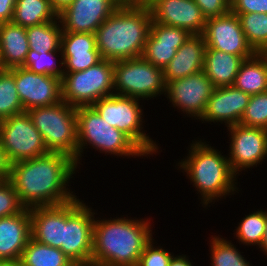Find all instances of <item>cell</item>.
<instances>
[{
  "label": "cell",
  "mask_w": 267,
  "mask_h": 266,
  "mask_svg": "<svg viewBox=\"0 0 267 266\" xmlns=\"http://www.w3.org/2000/svg\"><path fill=\"white\" fill-rule=\"evenodd\" d=\"M77 165L63 153L49 152L11 164L10 179L24 208L61 205L77 196L68 188ZM76 171V172H75ZM71 190V191H70Z\"/></svg>",
  "instance_id": "1"
},
{
  "label": "cell",
  "mask_w": 267,
  "mask_h": 266,
  "mask_svg": "<svg viewBox=\"0 0 267 266\" xmlns=\"http://www.w3.org/2000/svg\"><path fill=\"white\" fill-rule=\"evenodd\" d=\"M121 217L95 218L91 266H137L153 237L151 219Z\"/></svg>",
  "instance_id": "2"
},
{
  "label": "cell",
  "mask_w": 267,
  "mask_h": 266,
  "mask_svg": "<svg viewBox=\"0 0 267 266\" xmlns=\"http://www.w3.org/2000/svg\"><path fill=\"white\" fill-rule=\"evenodd\" d=\"M151 23L148 5L122 3L94 33L101 58L118 61L142 57Z\"/></svg>",
  "instance_id": "3"
},
{
  "label": "cell",
  "mask_w": 267,
  "mask_h": 266,
  "mask_svg": "<svg viewBox=\"0 0 267 266\" xmlns=\"http://www.w3.org/2000/svg\"><path fill=\"white\" fill-rule=\"evenodd\" d=\"M188 148V156L176 163V166L184 175L186 172L190 184L201 197L199 199L203 208L207 209L216 200L226 199L227 195L239 193L235 182L238 181L237 176L231 170L227 155H222L221 151L211 147L204 139L192 140Z\"/></svg>",
  "instance_id": "4"
},
{
  "label": "cell",
  "mask_w": 267,
  "mask_h": 266,
  "mask_svg": "<svg viewBox=\"0 0 267 266\" xmlns=\"http://www.w3.org/2000/svg\"><path fill=\"white\" fill-rule=\"evenodd\" d=\"M77 167L82 162L84 149L89 145L105 155L119 157H147V155L122 131L109 125L92 106L76 108ZM86 146V147H85ZM81 160V161H80ZM79 164V165H78Z\"/></svg>",
  "instance_id": "5"
},
{
  "label": "cell",
  "mask_w": 267,
  "mask_h": 266,
  "mask_svg": "<svg viewBox=\"0 0 267 266\" xmlns=\"http://www.w3.org/2000/svg\"><path fill=\"white\" fill-rule=\"evenodd\" d=\"M26 112L41 133L47 150L66 154L74 159L77 165L76 107L61 101L50 106L32 108Z\"/></svg>",
  "instance_id": "6"
},
{
  "label": "cell",
  "mask_w": 267,
  "mask_h": 266,
  "mask_svg": "<svg viewBox=\"0 0 267 266\" xmlns=\"http://www.w3.org/2000/svg\"><path fill=\"white\" fill-rule=\"evenodd\" d=\"M140 101L137 98L113 94L101 98L92 107L102 119L125 133L150 158V155L159 152V146L143 129L144 111Z\"/></svg>",
  "instance_id": "7"
},
{
  "label": "cell",
  "mask_w": 267,
  "mask_h": 266,
  "mask_svg": "<svg viewBox=\"0 0 267 266\" xmlns=\"http://www.w3.org/2000/svg\"><path fill=\"white\" fill-rule=\"evenodd\" d=\"M114 61L102 59L79 72H64L61 79L62 101L73 107L92 106L114 92Z\"/></svg>",
  "instance_id": "8"
},
{
  "label": "cell",
  "mask_w": 267,
  "mask_h": 266,
  "mask_svg": "<svg viewBox=\"0 0 267 266\" xmlns=\"http://www.w3.org/2000/svg\"><path fill=\"white\" fill-rule=\"evenodd\" d=\"M76 197L63 204V242L60 250L74 264L91 266L95 212Z\"/></svg>",
  "instance_id": "9"
},
{
  "label": "cell",
  "mask_w": 267,
  "mask_h": 266,
  "mask_svg": "<svg viewBox=\"0 0 267 266\" xmlns=\"http://www.w3.org/2000/svg\"><path fill=\"white\" fill-rule=\"evenodd\" d=\"M113 80L117 95L148 101L166 93L163 69L143 57L114 61Z\"/></svg>",
  "instance_id": "10"
},
{
  "label": "cell",
  "mask_w": 267,
  "mask_h": 266,
  "mask_svg": "<svg viewBox=\"0 0 267 266\" xmlns=\"http://www.w3.org/2000/svg\"><path fill=\"white\" fill-rule=\"evenodd\" d=\"M0 144L11 164L49 153L27 112L0 121Z\"/></svg>",
  "instance_id": "11"
},
{
  "label": "cell",
  "mask_w": 267,
  "mask_h": 266,
  "mask_svg": "<svg viewBox=\"0 0 267 266\" xmlns=\"http://www.w3.org/2000/svg\"><path fill=\"white\" fill-rule=\"evenodd\" d=\"M229 131V153L231 170L238 177L242 170L252 169L267 159V130L246 127L240 124L227 128Z\"/></svg>",
  "instance_id": "12"
},
{
  "label": "cell",
  "mask_w": 267,
  "mask_h": 266,
  "mask_svg": "<svg viewBox=\"0 0 267 266\" xmlns=\"http://www.w3.org/2000/svg\"><path fill=\"white\" fill-rule=\"evenodd\" d=\"M214 89L212 81L201 71L168 82L165 97L172 103L174 109L177 108L187 117L200 121Z\"/></svg>",
  "instance_id": "13"
},
{
  "label": "cell",
  "mask_w": 267,
  "mask_h": 266,
  "mask_svg": "<svg viewBox=\"0 0 267 266\" xmlns=\"http://www.w3.org/2000/svg\"><path fill=\"white\" fill-rule=\"evenodd\" d=\"M202 35L206 48L241 56L244 59L256 54L246 39L238 15L231 11L222 16L207 18Z\"/></svg>",
  "instance_id": "14"
},
{
  "label": "cell",
  "mask_w": 267,
  "mask_h": 266,
  "mask_svg": "<svg viewBox=\"0 0 267 266\" xmlns=\"http://www.w3.org/2000/svg\"><path fill=\"white\" fill-rule=\"evenodd\" d=\"M15 85L24 111L62 101L61 79L14 67Z\"/></svg>",
  "instance_id": "15"
},
{
  "label": "cell",
  "mask_w": 267,
  "mask_h": 266,
  "mask_svg": "<svg viewBox=\"0 0 267 266\" xmlns=\"http://www.w3.org/2000/svg\"><path fill=\"white\" fill-rule=\"evenodd\" d=\"M122 0H74L58 14L63 32L95 33Z\"/></svg>",
  "instance_id": "16"
},
{
  "label": "cell",
  "mask_w": 267,
  "mask_h": 266,
  "mask_svg": "<svg viewBox=\"0 0 267 266\" xmlns=\"http://www.w3.org/2000/svg\"><path fill=\"white\" fill-rule=\"evenodd\" d=\"M147 5L155 23L179 27L191 35L205 30L207 19L194 0H152Z\"/></svg>",
  "instance_id": "17"
},
{
  "label": "cell",
  "mask_w": 267,
  "mask_h": 266,
  "mask_svg": "<svg viewBox=\"0 0 267 266\" xmlns=\"http://www.w3.org/2000/svg\"><path fill=\"white\" fill-rule=\"evenodd\" d=\"M250 95L232 86L215 88L207 101L201 117L202 123H225L228 128L240 123L248 105Z\"/></svg>",
  "instance_id": "18"
},
{
  "label": "cell",
  "mask_w": 267,
  "mask_h": 266,
  "mask_svg": "<svg viewBox=\"0 0 267 266\" xmlns=\"http://www.w3.org/2000/svg\"><path fill=\"white\" fill-rule=\"evenodd\" d=\"M190 36L185 29L155 23L152 20L142 57L164 69Z\"/></svg>",
  "instance_id": "19"
},
{
  "label": "cell",
  "mask_w": 267,
  "mask_h": 266,
  "mask_svg": "<svg viewBox=\"0 0 267 266\" xmlns=\"http://www.w3.org/2000/svg\"><path fill=\"white\" fill-rule=\"evenodd\" d=\"M61 52L64 72L84 71L102 60L94 33L63 32Z\"/></svg>",
  "instance_id": "20"
},
{
  "label": "cell",
  "mask_w": 267,
  "mask_h": 266,
  "mask_svg": "<svg viewBox=\"0 0 267 266\" xmlns=\"http://www.w3.org/2000/svg\"><path fill=\"white\" fill-rule=\"evenodd\" d=\"M30 238V209L0 218V260L21 259Z\"/></svg>",
  "instance_id": "21"
},
{
  "label": "cell",
  "mask_w": 267,
  "mask_h": 266,
  "mask_svg": "<svg viewBox=\"0 0 267 266\" xmlns=\"http://www.w3.org/2000/svg\"><path fill=\"white\" fill-rule=\"evenodd\" d=\"M206 47L202 34L191 35L163 69L165 84L201 72Z\"/></svg>",
  "instance_id": "22"
},
{
  "label": "cell",
  "mask_w": 267,
  "mask_h": 266,
  "mask_svg": "<svg viewBox=\"0 0 267 266\" xmlns=\"http://www.w3.org/2000/svg\"><path fill=\"white\" fill-rule=\"evenodd\" d=\"M31 238L55 248L63 242V204L30 209Z\"/></svg>",
  "instance_id": "23"
},
{
  "label": "cell",
  "mask_w": 267,
  "mask_h": 266,
  "mask_svg": "<svg viewBox=\"0 0 267 266\" xmlns=\"http://www.w3.org/2000/svg\"><path fill=\"white\" fill-rule=\"evenodd\" d=\"M244 60L241 56L206 48L202 71L215 88L232 86Z\"/></svg>",
  "instance_id": "24"
},
{
  "label": "cell",
  "mask_w": 267,
  "mask_h": 266,
  "mask_svg": "<svg viewBox=\"0 0 267 266\" xmlns=\"http://www.w3.org/2000/svg\"><path fill=\"white\" fill-rule=\"evenodd\" d=\"M29 49L26 28L12 22L0 24V55L3 69L22 67Z\"/></svg>",
  "instance_id": "25"
},
{
  "label": "cell",
  "mask_w": 267,
  "mask_h": 266,
  "mask_svg": "<svg viewBox=\"0 0 267 266\" xmlns=\"http://www.w3.org/2000/svg\"><path fill=\"white\" fill-rule=\"evenodd\" d=\"M233 86L250 96L267 92V61L261 53L242 62Z\"/></svg>",
  "instance_id": "26"
},
{
  "label": "cell",
  "mask_w": 267,
  "mask_h": 266,
  "mask_svg": "<svg viewBox=\"0 0 267 266\" xmlns=\"http://www.w3.org/2000/svg\"><path fill=\"white\" fill-rule=\"evenodd\" d=\"M57 18L58 14L50 0H16L11 22L28 28Z\"/></svg>",
  "instance_id": "27"
},
{
  "label": "cell",
  "mask_w": 267,
  "mask_h": 266,
  "mask_svg": "<svg viewBox=\"0 0 267 266\" xmlns=\"http://www.w3.org/2000/svg\"><path fill=\"white\" fill-rule=\"evenodd\" d=\"M62 25L56 20L26 28L29 48L40 53L61 51Z\"/></svg>",
  "instance_id": "28"
},
{
  "label": "cell",
  "mask_w": 267,
  "mask_h": 266,
  "mask_svg": "<svg viewBox=\"0 0 267 266\" xmlns=\"http://www.w3.org/2000/svg\"><path fill=\"white\" fill-rule=\"evenodd\" d=\"M21 260L24 266H73L59 248L41 244L30 238L23 250Z\"/></svg>",
  "instance_id": "29"
},
{
  "label": "cell",
  "mask_w": 267,
  "mask_h": 266,
  "mask_svg": "<svg viewBox=\"0 0 267 266\" xmlns=\"http://www.w3.org/2000/svg\"><path fill=\"white\" fill-rule=\"evenodd\" d=\"M238 15L249 45L256 53L267 51V13H242Z\"/></svg>",
  "instance_id": "30"
},
{
  "label": "cell",
  "mask_w": 267,
  "mask_h": 266,
  "mask_svg": "<svg viewBox=\"0 0 267 266\" xmlns=\"http://www.w3.org/2000/svg\"><path fill=\"white\" fill-rule=\"evenodd\" d=\"M258 211H252L245 215L238 223L234 235L240 244L247 246H259L262 244V239L266 227V210L260 208Z\"/></svg>",
  "instance_id": "31"
},
{
  "label": "cell",
  "mask_w": 267,
  "mask_h": 266,
  "mask_svg": "<svg viewBox=\"0 0 267 266\" xmlns=\"http://www.w3.org/2000/svg\"><path fill=\"white\" fill-rule=\"evenodd\" d=\"M23 112L15 85L14 68L0 70V121Z\"/></svg>",
  "instance_id": "32"
},
{
  "label": "cell",
  "mask_w": 267,
  "mask_h": 266,
  "mask_svg": "<svg viewBox=\"0 0 267 266\" xmlns=\"http://www.w3.org/2000/svg\"><path fill=\"white\" fill-rule=\"evenodd\" d=\"M209 242L211 266H252L230 240L212 235Z\"/></svg>",
  "instance_id": "33"
},
{
  "label": "cell",
  "mask_w": 267,
  "mask_h": 266,
  "mask_svg": "<svg viewBox=\"0 0 267 266\" xmlns=\"http://www.w3.org/2000/svg\"><path fill=\"white\" fill-rule=\"evenodd\" d=\"M56 57L59 58L57 59ZM63 63L61 51H51L39 54L38 52L29 49L22 67L38 74L49 75L62 79L64 74Z\"/></svg>",
  "instance_id": "34"
},
{
  "label": "cell",
  "mask_w": 267,
  "mask_h": 266,
  "mask_svg": "<svg viewBox=\"0 0 267 266\" xmlns=\"http://www.w3.org/2000/svg\"><path fill=\"white\" fill-rule=\"evenodd\" d=\"M239 124L267 130V92L250 96Z\"/></svg>",
  "instance_id": "35"
},
{
  "label": "cell",
  "mask_w": 267,
  "mask_h": 266,
  "mask_svg": "<svg viewBox=\"0 0 267 266\" xmlns=\"http://www.w3.org/2000/svg\"><path fill=\"white\" fill-rule=\"evenodd\" d=\"M153 238L145 245L137 266H168L174 254L162 246H156Z\"/></svg>",
  "instance_id": "36"
},
{
  "label": "cell",
  "mask_w": 267,
  "mask_h": 266,
  "mask_svg": "<svg viewBox=\"0 0 267 266\" xmlns=\"http://www.w3.org/2000/svg\"><path fill=\"white\" fill-rule=\"evenodd\" d=\"M23 209L13 184L9 180L0 182V218L18 214Z\"/></svg>",
  "instance_id": "37"
},
{
  "label": "cell",
  "mask_w": 267,
  "mask_h": 266,
  "mask_svg": "<svg viewBox=\"0 0 267 266\" xmlns=\"http://www.w3.org/2000/svg\"><path fill=\"white\" fill-rule=\"evenodd\" d=\"M207 18L222 16L230 12L229 0H194Z\"/></svg>",
  "instance_id": "38"
},
{
  "label": "cell",
  "mask_w": 267,
  "mask_h": 266,
  "mask_svg": "<svg viewBox=\"0 0 267 266\" xmlns=\"http://www.w3.org/2000/svg\"><path fill=\"white\" fill-rule=\"evenodd\" d=\"M230 11L234 14L267 13V0H231Z\"/></svg>",
  "instance_id": "39"
},
{
  "label": "cell",
  "mask_w": 267,
  "mask_h": 266,
  "mask_svg": "<svg viewBox=\"0 0 267 266\" xmlns=\"http://www.w3.org/2000/svg\"><path fill=\"white\" fill-rule=\"evenodd\" d=\"M16 0H0V24L12 21Z\"/></svg>",
  "instance_id": "40"
},
{
  "label": "cell",
  "mask_w": 267,
  "mask_h": 266,
  "mask_svg": "<svg viewBox=\"0 0 267 266\" xmlns=\"http://www.w3.org/2000/svg\"><path fill=\"white\" fill-rule=\"evenodd\" d=\"M11 163L7 159L6 153L0 144V182L10 179Z\"/></svg>",
  "instance_id": "41"
},
{
  "label": "cell",
  "mask_w": 267,
  "mask_h": 266,
  "mask_svg": "<svg viewBox=\"0 0 267 266\" xmlns=\"http://www.w3.org/2000/svg\"><path fill=\"white\" fill-rule=\"evenodd\" d=\"M193 262H191L189 260V257L185 254H181L177 256L173 255L168 266H194V264H192Z\"/></svg>",
  "instance_id": "42"
},
{
  "label": "cell",
  "mask_w": 267,
  "mask_h": 266,
  "mask_svg": "<svg viewBox=\"0 0 267 266\" xmlns=\"http://www.w3.org/2000/svg\"><path fill=\"white\" fill-rule=\"evenodd\" d=\"M74 0H50L52 8L59 14L67 6H69Z\"/></svg>",
  "instance_id": "43"
},
{
  "label": "cell",
  "mask_w": 267,
  "mask_h": 266,
  "mask_svg": "<svg viewBox=\"0 0 267 266\" xmlns=\"http://www.w3.org/2000/svg\"><path fill=\"white\" fill-rule=\"evenodd\" d=\"M259 248L261 249L260 251L262 253L264 252V255L267 256V211H266V227H265V231H264V235L262 239V244L257 249Z\"/></svg>",
  "instance_id": "44"
},
{
  "label": "cell",
  "mask_w": 267,
  "mask_h": 266,
  "mask_svg": "<svg viewBox=\"0 0 267 266\" xmlns=\"http://www.w3.org/2000/svg\"><path fill=\"white\" fill-rule=\"evenodd\" d=\"M0 266H24L21 259L0 260Z\"/></svg>",
  "instance_id": "45"
},
{
  "label": "cell",
  "mask_w": 267,
  "mask_h": 266,
  "mask_svg": "<svg viewBox=\"0 0 267 266\" xmlns=\"http://www.w3.org/2000/svg\"><path fill=\"white\" fill-rule=\"evenodd\" d=\"M152 0H122L125 4H139V5H147Z\"/></svg>",
  "instance_id": "46"
},
{
  "label": "cell",
  "mask_w": 267,
  "mask_h": 266,
  "mask_svg": "<svg viewBox=\"0 0 267 266\" xmlns=\"http://www.w3.org/2000/svg\"><path fill=\"white\" fill-rule=\"evenodd\" d=\"M261 54L265 57V59H266V61H267V51H264V52H262Z\"/></svg>",
  "instance_id": "47"
},
{
  "label": "cell",
  "mask_w": 267,
  "mask_h": 266,
  "mask_svg": "<svg viewBox=\"0 0 267 266\" xmlns=\"http://www.w3.org/2000/svg\"><path fill=\"white\" fill-rule=\"evenodd\" d=\"M0 70H3L2 61H1V55H0Z\"/></svg>",
  "instance_id": "48"
},
{
  "label": "cell",
  "mask_w": 267,
  "mask_h": 266,
  "mask_svg": "<svg viewBox=\"0 0 267 266\" xmlns=\"http://www.w3.org/2000/svg\"><path fill=\"white\" fill-rule=\"evenodd\" d=\"M73 266H87V265H83V264H74Z\"/></svg>",
  "instance_id": "49"
}]
</instances>
